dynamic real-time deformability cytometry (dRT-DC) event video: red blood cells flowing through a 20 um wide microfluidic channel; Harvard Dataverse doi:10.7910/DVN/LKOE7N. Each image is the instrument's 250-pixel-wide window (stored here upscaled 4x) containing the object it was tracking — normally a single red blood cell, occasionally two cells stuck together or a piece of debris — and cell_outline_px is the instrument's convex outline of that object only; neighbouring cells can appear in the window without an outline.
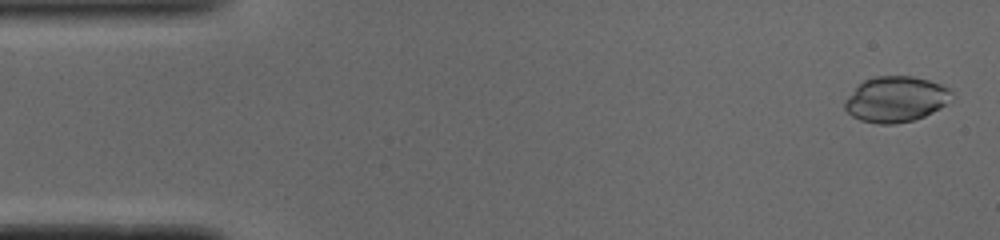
{"species": "common noctule bat (a hibernating species)", "species_latin": "Nyctalus noctula", "temperature_condition": "cold", "stored_images_in_passage": 52, "camera_frame_rate_fps": 3000, "um_per_image_px": 0.085, "animal": {"sex": "male", "body_mass_g": 19.0, "forearm_length_mm": 50.8}, "frame": {"image": 1, "passage_image": 2, "time_ms": 0.333, "image_size_px": [1000, 240], "cell_outline_px": [[952, 92], [944, 104], [940, 108], [924, 116], [912, 120], [892, 124], [880, 124], [860, 120], [852, 116], [844, 108], [844, 100], [864, 80], [876, 76], [912, 76], [944, 84], [952, 88]], "centroid_in_image_um": [76.14, 8.42], "position_along_channel_um": 8.9, "area_um2": 28.21}}
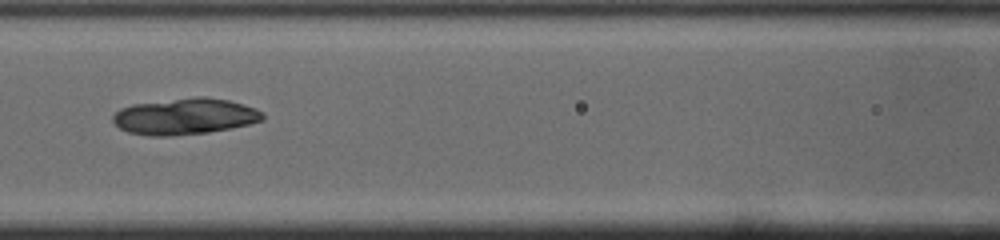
{"frame": {"image": 2, "passage_image": 22, "time_ms": 7.0, "image_size_px": [1000, 240], "cell_outline_px": [[264, 120], [248, 124], [208, 132], [168, 136], [152, 136], [128, 132], [120, 128], [112, 120], [112, 116], [120, 108], [132, 104], [196, 96], [204, 96], [228, 100], [256, 108], [264, 112]], "centroid_in_image_um": [15.71, 9.88], "position_along_channel_um": 150.9, "area_um2": 31.62}}
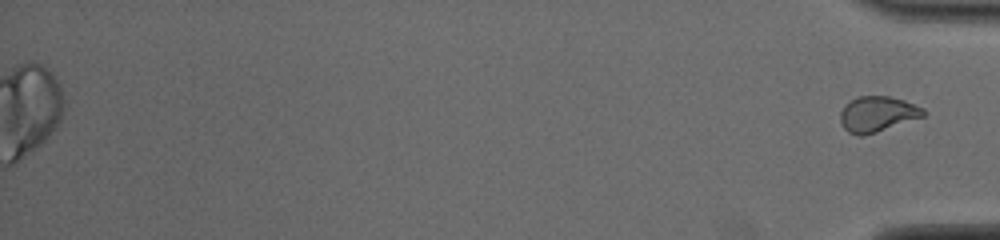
{"frame": {"image": 3, "passage_image": 52, "time_ms": 17.0, "image_size_px": [1000, 240], "cell_outline_px": [[928, 112], [924, 116], [864, 136], [856, 136], [848, 132], [844, 128], [840, 120], [840, 112], [844, 104], [856, 96], [888, 96], [904, 100], [924, 108]], "centroid_in_image_um": [74.56, 9.69], "position_along_channel_um": 360.6, "area_um2": 17.34}}